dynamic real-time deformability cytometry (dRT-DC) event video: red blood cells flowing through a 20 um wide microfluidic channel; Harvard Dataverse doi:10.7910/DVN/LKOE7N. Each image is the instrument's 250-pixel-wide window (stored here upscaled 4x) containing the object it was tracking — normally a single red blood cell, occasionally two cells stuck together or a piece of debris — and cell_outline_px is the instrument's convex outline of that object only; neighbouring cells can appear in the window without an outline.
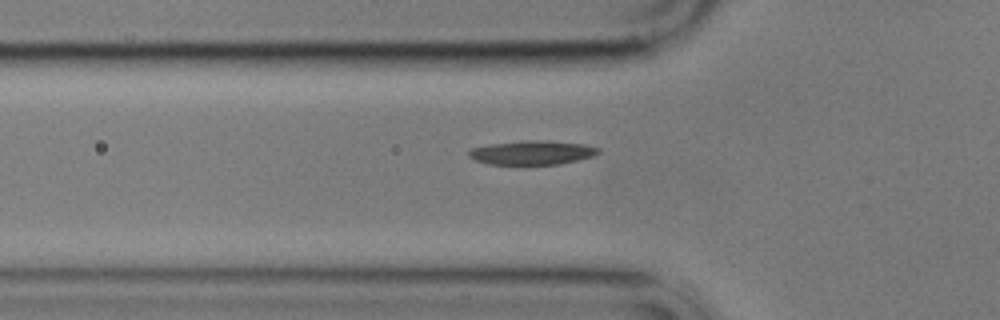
{"species": "common noctule bat (a hibernating species)", "species_latin": "Nyctalus noctula", "temperature_condition": "cold", "stored_images_in_passage": 42, "camera_frame_rate_fps": 3000, "um_per_image_px": 0.085, "animal": {"sex": "male", "body_mass_g": 17.9}, "frame": {"image": 1, "passage_image": 9, "time_ms": 2.667, "image_size_px": [1000, 320], "cell_outline_px": [[600, 152], [592, 156], [560, 164], [488, 164], [476, 160], [468, 156], [468, 152], [472, 148], [488, 144], [520, 140], [548, 140], [584, 144], [600, 148]], "centroid_in_image_um": [45.22, 12.95], "position_along_channel_um": 80.6, "area_um2": 18.21}}
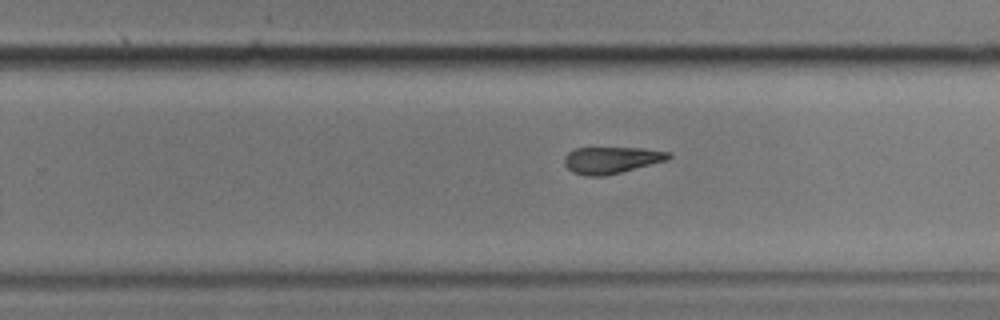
{"frame": {"image": 2, "passage_image": 26, "time_ms": 8.333, "image_size_px": [1000, 320], "cell_outline_px": [[672, 156], [668, 160], [604, 176], [584, 176], [572, 172], [564, 164], [564, 156], [568, 152], [576, 148], [644, 148], [672, 152]], "centroid_in_image_um": [51.98, 13.6], "position_along_channel_um": 277.8, "area_um2": 16.3}}
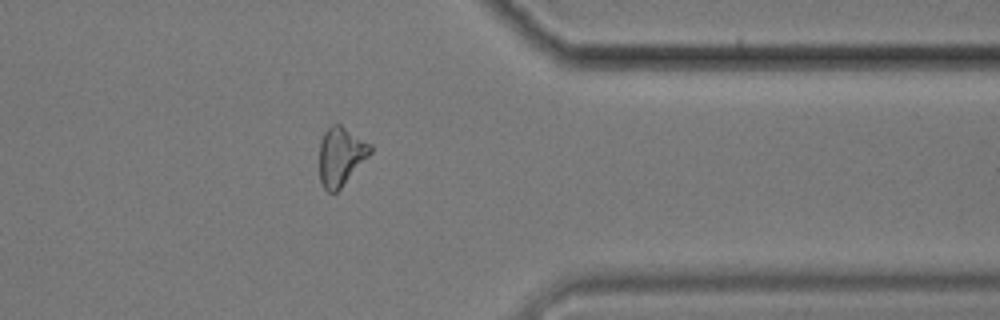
{"frame": {"image": 3, "passage_image": 36, "time_ms": 11.667, "image_size_px": [1000, 320], "cell_outline_px": [[372, 152], [340, 188], [336, 192], [328, 192], [324, 188], [320, 180], [320, 140], [324, 132], [332, 124], [340, 124], [372, 144]], "centroid_in_image_um": [28.97, 13.26], "position_along_channel_um": 382.4, "area_um2": 17.22}}